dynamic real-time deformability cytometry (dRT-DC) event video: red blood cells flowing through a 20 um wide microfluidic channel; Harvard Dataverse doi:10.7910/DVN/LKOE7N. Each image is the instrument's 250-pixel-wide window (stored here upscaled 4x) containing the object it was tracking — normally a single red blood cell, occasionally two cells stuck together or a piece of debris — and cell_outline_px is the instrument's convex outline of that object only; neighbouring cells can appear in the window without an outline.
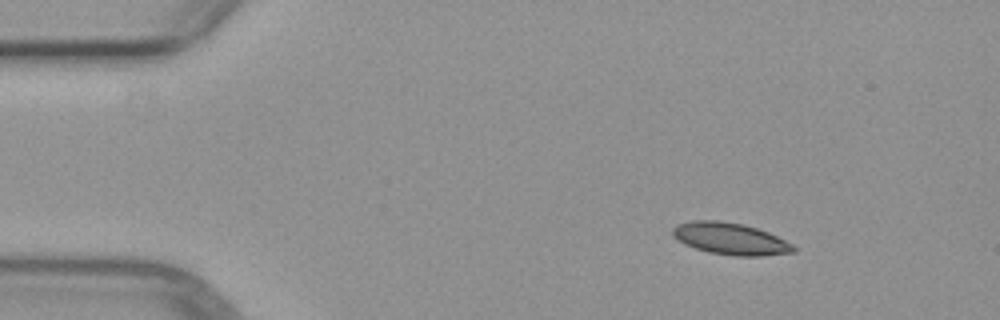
{"species": "common noctule bat (a hibernating species)", "species_latin": "Nyctalus noctula", "temperature_condition": "warm", "stored_images_in_passage": 3, "camera_frame_rate_fps": 3000, "um_per_image_px": 0.085, "animal": {"sex": "female", "body_mass_g": 29.2, "forearm_length_mm": 56.3}, "frame": {"image": 1, "passage_image": 1, "time_ms": 0.0, "image_size_px": [1000, 320], "cell_outline_px": [[796, 252], [760, 256], [732, 256], [708, 252], [684, 244], [672, 236], [672, 228], [676, 224], [692, 220], [716, 220], [744, 224], [768, 232], [792, 244], [796, 248]], "centroid_in_image_um": [62.05, 20.29], "position_along_channel_um": 22.9, "area_um2": 22.54}}